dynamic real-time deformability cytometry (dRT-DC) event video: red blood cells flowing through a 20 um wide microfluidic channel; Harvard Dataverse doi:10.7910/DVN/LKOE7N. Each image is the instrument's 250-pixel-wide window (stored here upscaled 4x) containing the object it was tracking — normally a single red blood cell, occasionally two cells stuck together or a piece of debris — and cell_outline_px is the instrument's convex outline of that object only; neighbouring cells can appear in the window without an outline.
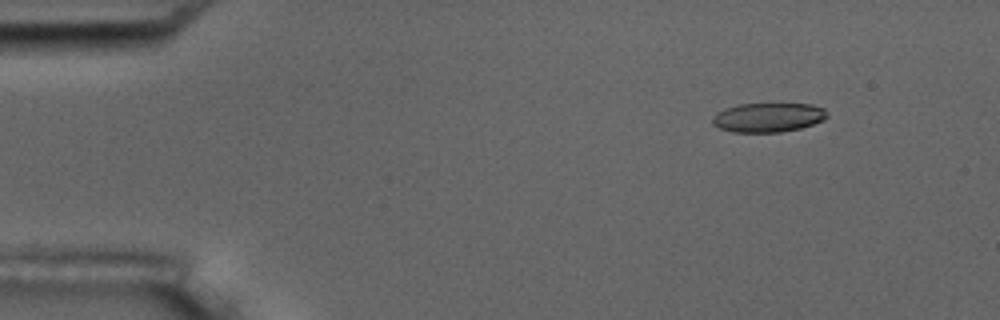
{"species": "common noctule bat (a hibernating species)", "species_latin": "Nyctalus noctula", "temperature_condition": "room temperature", "stored_images_in_passage": 6, "camera_frame_rate_fps": 3000, "um_per_image_px": 0.085, "animal": {"sex": "male", "body_mass_g": 17.5, "forearm_length_mm": 52.3}, "frame": {"image": 1, "passage_image": 2, "time_ms": 1.0, "image_size_px": [1000, 320], "cell_outline_px": [[828, 116], [824, 120], [800, 128], [780, 132], [732, 132], [720, 128], [712, 124], [712, 116], [716, 112], [724, 108], [736, 104], [812, 104], [824, 108], [828, 112]], "centroid_in_image_um": [65.27, 9.97], "position_along_channel_um": 19.7, "area_um2": 19.71}}
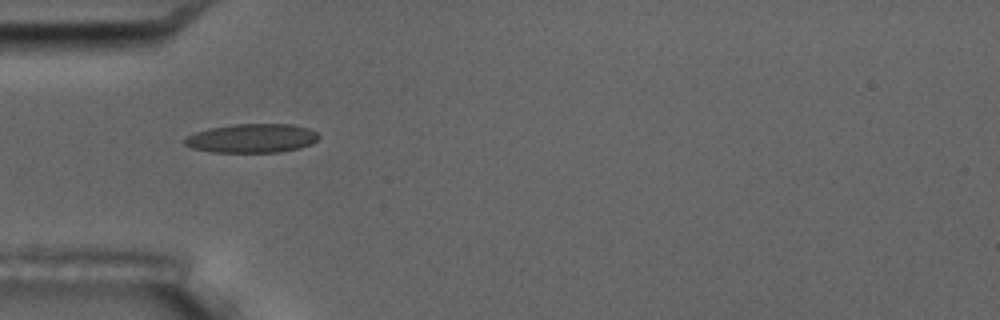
{"frame": {"image": 2, "passage_image": 5, "time_ms": 4.667, "image_size_px": [1000, 320], "cell_outline_px": [[320, 136], [312, 144], [300, 148], [280, 152], [212, 152], [192, 148], [184, 144], [184, 140], [188, 136], [196, 132], [208, 128], [232, 124], [292, 124], [308, 128], [316, 132]], "centroid_in_image_um": [21.42, 11.75], "position_along_channel_um": 63.6, "area_um2": 22.66}}